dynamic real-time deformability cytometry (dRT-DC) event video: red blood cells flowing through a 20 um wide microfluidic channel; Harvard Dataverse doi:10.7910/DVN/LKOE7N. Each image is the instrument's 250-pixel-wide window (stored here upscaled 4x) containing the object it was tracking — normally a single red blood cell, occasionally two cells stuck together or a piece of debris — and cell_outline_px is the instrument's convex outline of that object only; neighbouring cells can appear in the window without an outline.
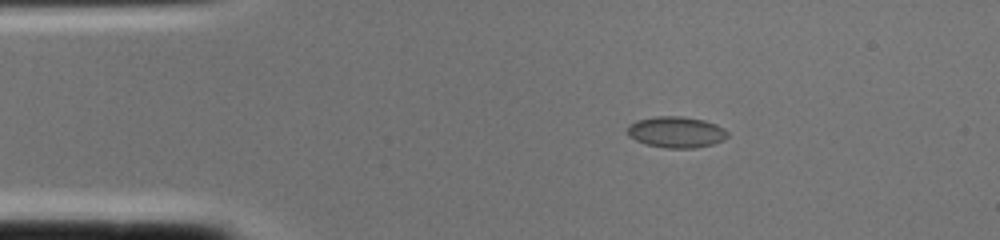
{"species": "common noctule bat (a hibernating species)", "species_latin": "Nyctalus noctula", "temperature_condition": "cold", "stored_images_in_passage": 1, "camera_frame_rate_fps": 3000, "um_per_image_px": 0.085, "animal": {"sex": "female", "body_mass_g": 22.0, "forearm_length_mm": 56.7}, "frame": {"image": 1, "passage_image": 1, "time_ms": 0.0, "image_size_px": [1000, 240], "cell_outline_px": [[728, 136], [724, 140], [712, 144], [692, 148], [664, 148], [644, 144], [628, 136], [628, 124], [636, 120], [652, 116], [680, 116], [704, 120], [716, 124], [724, 128], [728, 132]], "centroid_in_image_um": [57.46, 11.22], "position_along_channel_um": 27.5, "area_um2": 18.38}}